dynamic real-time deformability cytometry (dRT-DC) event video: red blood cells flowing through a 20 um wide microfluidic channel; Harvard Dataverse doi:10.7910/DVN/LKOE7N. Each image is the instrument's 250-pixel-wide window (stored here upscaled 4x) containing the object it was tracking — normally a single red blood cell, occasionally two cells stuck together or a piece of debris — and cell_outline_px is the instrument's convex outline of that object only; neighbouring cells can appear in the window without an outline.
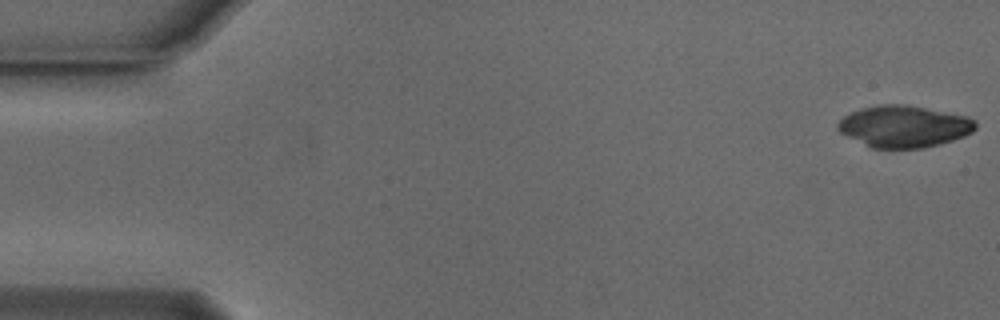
{"species": "Egyptian fruit bat (a non-hibernating species)", "species_latin": "Rousettus aegyptiacus", "temperature_condition": "cold", "stored_images_in_passage": 18, "camera_frame_rate_fps": 3000, "um_per_image_px": 0.085, "animal": {"sex": "male"}, "frame": {"image": 1, "passage_image": 1, "time_ms": 0.0, "image_size_px": [1000, 320], "cell_outline_px": [[972, 128], [968, 132], [960, 136], [948, 140], [932, 144], [912, 148], [880, 148], [844, 132], [840, 128], [840, 124], [848, 116], [856, 112], [872, 108], [916, 108], [972, 120]], "centroid_in_image_um": [76.84, 10.81], "position_along_channel_um": 8.2, "area_um2": 28.67}}
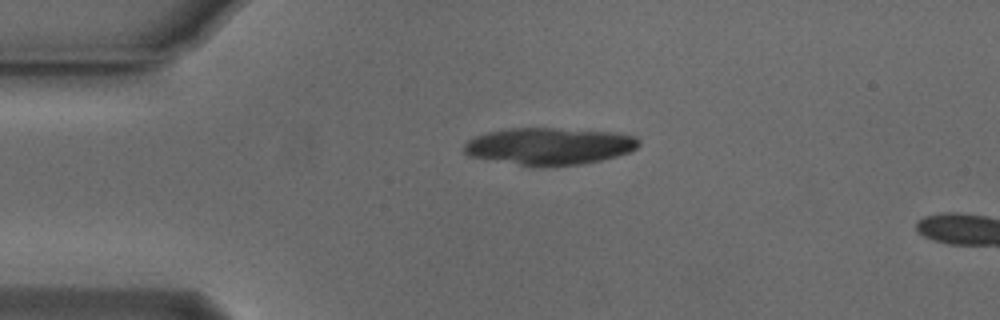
{"frame": {"image": 2, "passage_image": 12, "time_ms": 3.667, "image_size_px": [1000, 320], "cell_outline_px": [[636, 144], [632, 148], [624, 152], [608, 156], [588, 160], [564, 164], [528, 164], [484, 156], [468, 152], [468, 144], [472, 140], [484, 136], [500, 132], [556, 132], [624, 136], [636, 140]], "centroid_in_image_um": [46.68, 12.48], "position_along_channel_um": 38.3, "area_um2": 30.17}}